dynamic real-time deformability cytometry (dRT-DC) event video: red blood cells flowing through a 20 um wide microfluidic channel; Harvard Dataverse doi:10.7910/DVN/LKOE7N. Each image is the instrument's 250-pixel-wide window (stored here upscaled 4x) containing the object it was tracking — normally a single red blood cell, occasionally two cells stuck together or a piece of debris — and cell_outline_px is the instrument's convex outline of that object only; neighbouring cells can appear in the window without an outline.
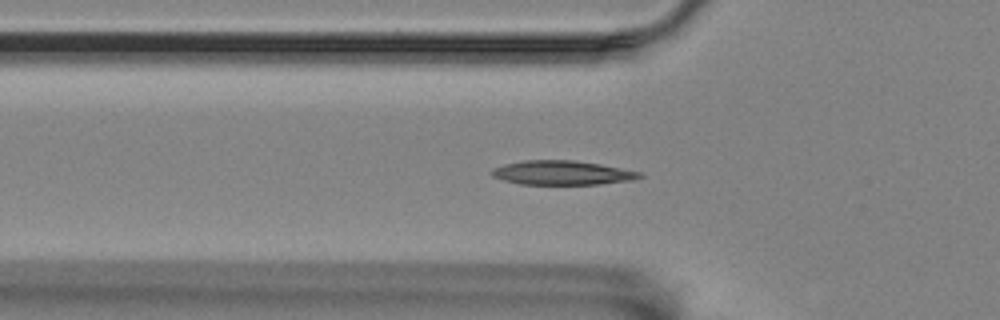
{"species": "Egyptian fruit bat (a non-hibernating species)", "species_latin": "Rousettus aegyptiacus", "temperature_condition": "room temperature", "stored_images_in_passage": 41, "camera_frame_rate_fps": 3000, "um_per_image_px": 0.085, "animal": {"sex": "female"}, "frame": {"image": 1, "passage_image": 2, "time_ms": 0.333, "image_size_px": [1000, 320], "cell_outline_px": [[644, 176], [632, 180], [600, 184], [520, 184], [504, 180], [492, 176], [488, 172], [492, 168], [504, 164], [524, 160], [572, 160], [600, 164], [640, 172]], "centroid_in_image_um": [47.73, 14.68], "position_along_channel_um": 78.1, "area_um2": 20.81}}
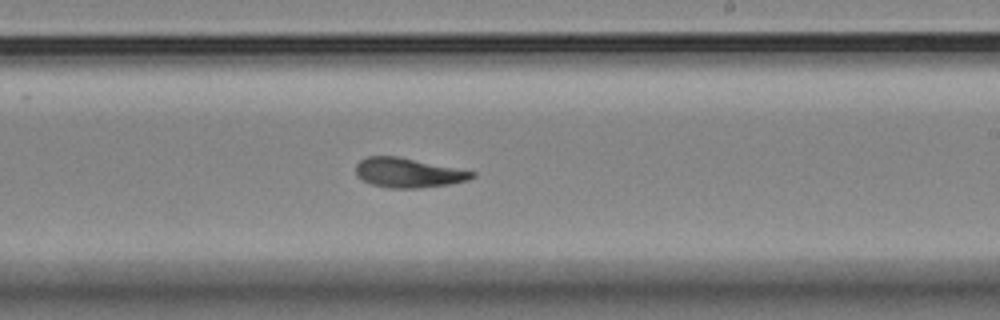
{"frame": {"image": 2, "passage_image": 17, "time_ms": 5.333, "image_size_px": [1000, 320], "cell_outline_px": [[476, 176], [468, 180], [448, 184], [420, 188], [388, 188], [372, 184], [360, 180], [356, 176], [356, 164], [360, 160], [368, 156], [396, 156], [476, 172]], "centroid_in_image_um": [34.66, 14.69], "position_along_channel_um": 254.3, "area_um2": 19.94}}
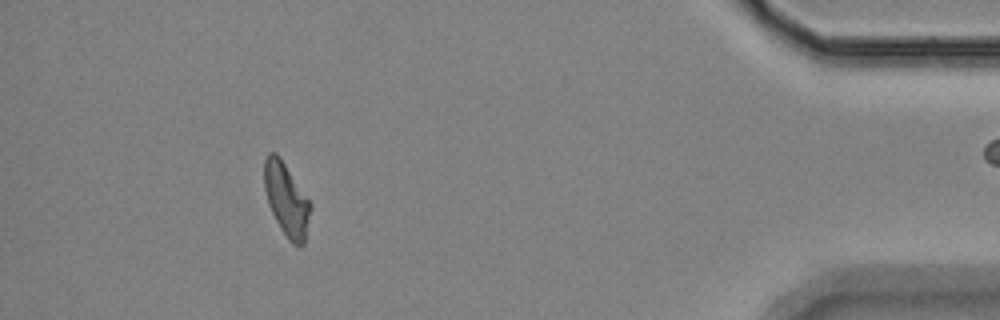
{"frame": {"image": 3, "passage_image": 35, "time_ms": 11.333, "image_size_px": [1000, 320], "cell_outline_px": [[312, 208], [304, 244], [300, 248], [292, 244], [288, 240], [280, 228], [268, 204], [264, 188], [264, 160], [268, 152], [276, 152], [280, 156], [312, 204]], "centroid_in_image_um": [24.36, 16.97], "position_along_channel_um": 410.8, "area_um2": 19.94}, "authors_computed_cell_mechanics": {"area_um2": 19.9988, "velocity_mm_per_s": 3.5046, "shape_relaxation_time_tau1_ms": 6.0518, "shape_relaxation_time_tau2_ms": 2.665, "deformation_change_tau1": 0.1883, "deformation_change_tau2": 0.0792}}